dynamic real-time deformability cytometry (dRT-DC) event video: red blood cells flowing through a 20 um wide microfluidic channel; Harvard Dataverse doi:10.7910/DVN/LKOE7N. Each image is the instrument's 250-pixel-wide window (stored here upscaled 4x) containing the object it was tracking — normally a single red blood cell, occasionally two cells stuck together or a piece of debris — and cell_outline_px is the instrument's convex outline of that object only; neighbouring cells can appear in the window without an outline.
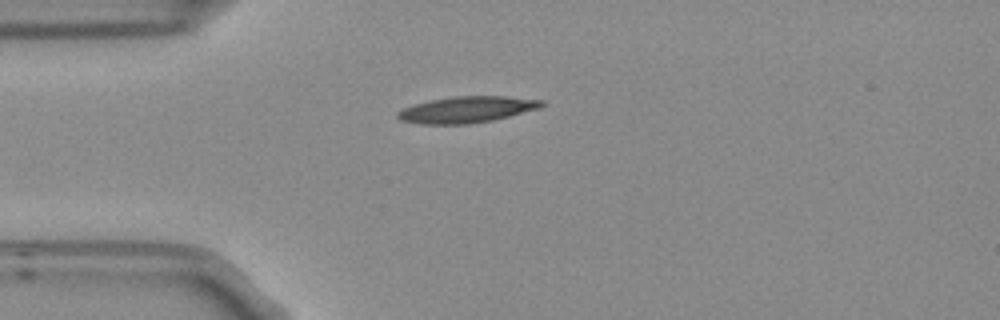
{"species": "Egyptian fruit bat (a non-hibernating species)", "species_latin": "Rousettus aegyptiacus", "temperature_condition": "room temperature", "stored_images_in_passage": 4, "camera_frame_rate_fps": 3000, "um_per_image_px": 0.085, "frame": {"image": 1, "passage_image": 4, "time_ms": 1.0, "image_size_px": [1000, 320], "cell_outline_px": [[544, 104], [540, 108], [492, 120], [468, 124], [420, 124], [400, 120], [396, 116], [396, 112], [412, 104], [452, 96], [508, 96], [544, 100]], "centroid_in_image_um": [39.66, 9.31], "position_along_channel_um": 45.3, "area_um2": 22.08}}